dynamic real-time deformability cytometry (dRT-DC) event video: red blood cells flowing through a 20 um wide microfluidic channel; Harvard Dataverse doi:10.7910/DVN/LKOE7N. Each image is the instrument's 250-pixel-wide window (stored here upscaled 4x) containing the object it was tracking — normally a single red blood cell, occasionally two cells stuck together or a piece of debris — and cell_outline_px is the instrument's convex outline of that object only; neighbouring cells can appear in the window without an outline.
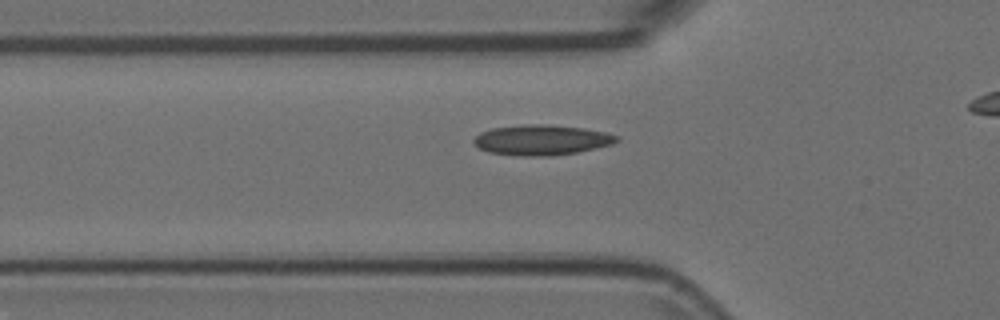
{"species": "Egyptian fruit bat (a non-hibernating species)", "species_latin": "Rousettus aegyptiacus", "temperature_condition": "room temperature", "stored_images_in_passage": 40, "camera_frame_rate_fps": 3000, "um_per_image_px": 0.085, "animal": {"sex": "female"}, "frame": {"image": 1, "passage_image": 13, "time_ms": 4.0, "image_size_px": [1000, 320], "cell_outline_px": [[620, 140], [612, 144], [576, 152], [552, 156], [524, 156], [488, 152], [480, 148], [472, 140], [480, 132], [492, 128], [524, 124], [544, 124], [584, 128], [604, 132], [620, 136]], "centroid_in_image_um": [46.04, 11.89], "position_along_channel_um": 79.8, "area_um2": 25.14}}
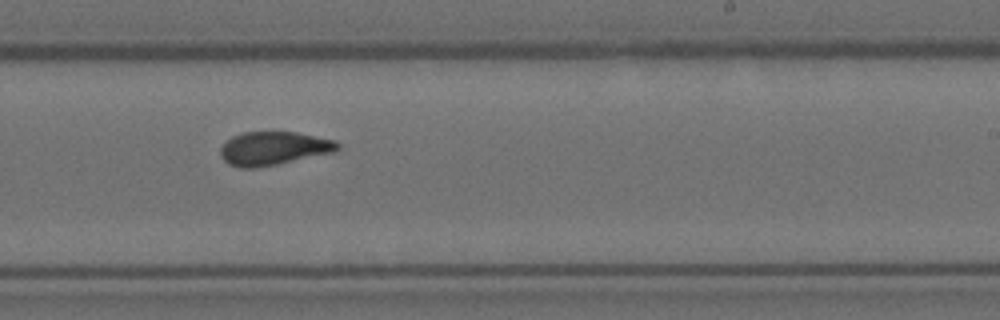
{"frame": {"image": 2, "passage_image": 28, "time_ms": 9.0, "image_size_px": [1000, 320], "cell_outline_px": [[340, 148], [336, 152], [256, 168], [240, 168], [228, 164], [220, 156], [220, 148], [232, 136], [244, 132], [296, 132], [336, 140], [340, 144]], "centroid_in_image_um": [23.27, 12.61], "position_along_channel_um": 265.7, "area_um2": 22.95}}
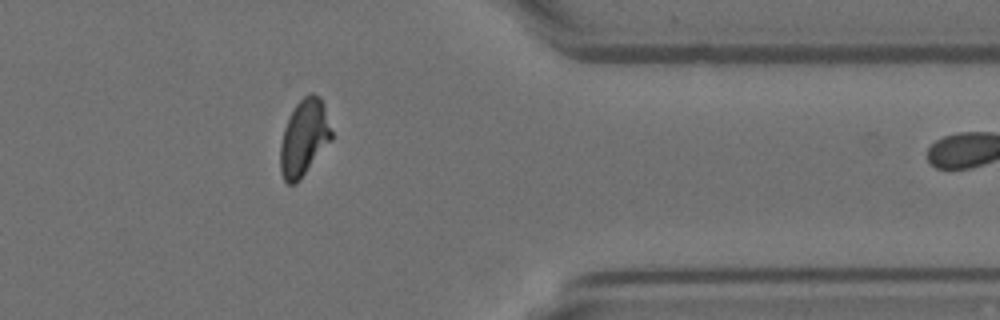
{"frame": {"image": 3, "passage_image": 39, "time_ms": 12.667, "image_size_px": [1000, 320], "cell_outline_px": [[332, 140], [300, 180], [296, 184], [288, 184], [284, 180], [280, 172], [280, 144], [284, 128], [296, 104], [308, 92], [312, 92], [320, 96], [332, 132]], "centroid_in_image_um": [25.84, 11.73], "position_along_channel_um": 385.6, "area_um2": 22.77}}